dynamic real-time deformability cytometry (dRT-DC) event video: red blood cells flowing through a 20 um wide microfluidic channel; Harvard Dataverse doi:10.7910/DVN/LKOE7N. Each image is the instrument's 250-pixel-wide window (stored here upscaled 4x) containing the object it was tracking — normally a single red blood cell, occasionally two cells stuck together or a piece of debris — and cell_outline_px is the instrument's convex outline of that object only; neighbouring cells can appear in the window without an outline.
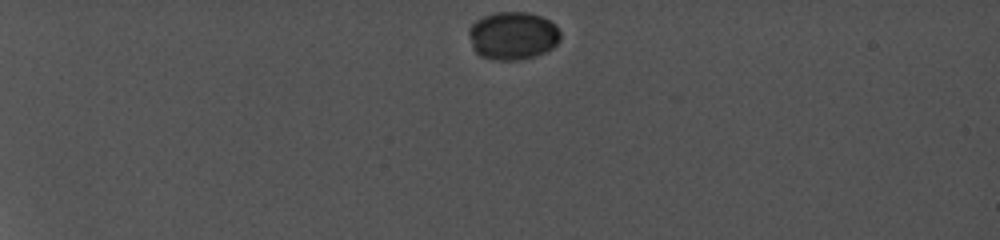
{"species": "common noctule bat (a hibernating species)", "species_latin": "Nyctalus noctula", "temperature_condition": "cold", "stored_images_in_passage": 39, "camera_frame_rate_fps": 5000, "um_per_image_px": 0.085, "animal": {"sex": "female", "body_mass_g": 19.0, "forearm_length_mm": 56.7}, "frame": {"image": 1, "passage_image": 1, "time_ms": 0.0, "image_size_px": [1000, 240], "cell_outline_px": [[560, 40], [552, 48], [544, 52], [520, 60], [492, 60], [480, 56], [472, 48], [468, 32], [468, 28], [476, 20], [484, 16], [496, 12], [528, 12], [540, 16], [556, 24], [560, 32]], "centroid_in_image_um": [43.57, 3.03], "position_along_channel_um": 41.4, "area_um2": 25.72}}
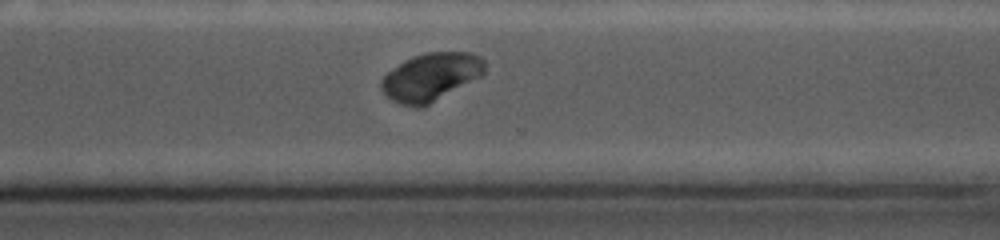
{"frame": {"image": 2, "passage_image": 33, "time_ms": 10.2, "image_size_px": [1000, 240], "cell_outline_px": [[484, 76], [420, 108], [416, 108], [400, 104], [392, 100], [380, 88], [380, 80], [388, 72], [404, 60], [412, 56], [428, 52], [468, 52], [480, 56], [484, 60]], "centroid_in_image_um": [36.64, 6.54], "position_along_channel_um": 334.0, "area_um2": 28.96}}
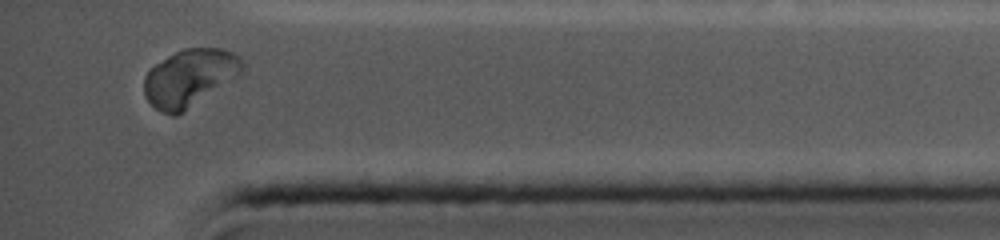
{"frame": {"image": 3, "passage_image": 39, "time_ms": 12.4, "image_size_px": [1000, 240], "cell_outline_px": [[244, 68], [240, 76], [184, 112], [176, 116], [172, 116], [160, 112], [144, 96], [144, 76], [156, 64], [168, 56], [184, 48], [224, 48], [240, 56], [244, 60]], "centroid_in_image_um": [16.17, 6.62], "position_along_channel_um": 419.0, "area_um2": 33.12}}